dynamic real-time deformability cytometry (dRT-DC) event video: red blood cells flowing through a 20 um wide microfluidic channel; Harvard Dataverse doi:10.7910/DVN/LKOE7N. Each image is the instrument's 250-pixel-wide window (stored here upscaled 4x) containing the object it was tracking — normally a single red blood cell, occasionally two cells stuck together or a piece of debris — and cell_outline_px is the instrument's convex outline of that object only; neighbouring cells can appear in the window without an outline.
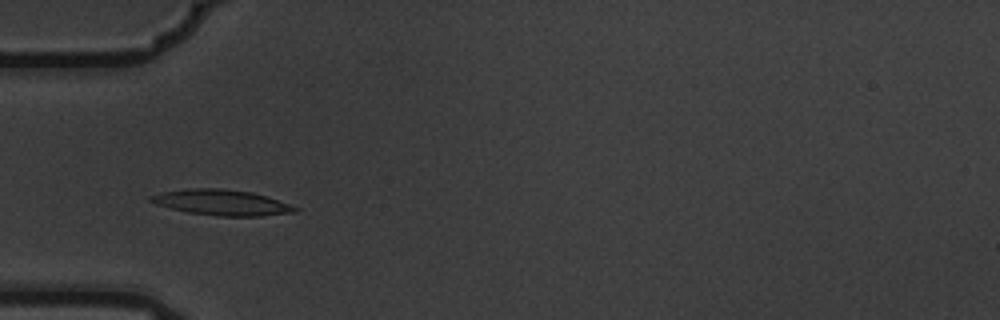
{"species": "common noctule bat (a hibernating species)", "species_latin": "Nyctalus noctula", "temperature_condition": "warm", "stored_images_in_passage": 10, "camera_frame_rate_fps": 3000, "um_per_image_px": 0.085, "animal": {"sex": "male", "body_mass_g": 19.5, "forearm_length_mm": 54.6}, "frame": {"image": 1, "passage_image": 4, "time_ms": 1.0, "image_size_px": [1000, 320], "cell_outline_px": [[300, 208], [296, 212], [260, 216], [216, 216], [188, 212], [156, 204], [148, 200], [148, 196], [160, 192], [188, 188], [220, 188], [252, 192]], "centroid_in_image_um": [18.8, 17.21], "position_along_channel_um": 66.2, "area_um2": 21.44}}
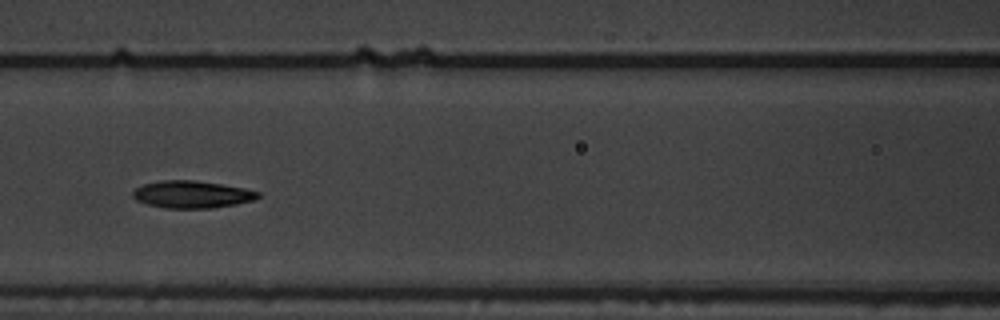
{"frame": {"image": 2, "passage_image": 6, "time_ms": 1.667, "image_size_px": [1000, 320], "cell_outline_px": [[260, 196], [252, 200], [236, 204], [212, 208], [164, 208], [148, 204], [136, 200], [132, 196], [132, 192], [136, 188], [144, 184], [164, 180], [196, 180], [244, 188], [260, 192]], "centroid_in_image_um": [16.3, 16.52], "position_along_channel_um": 150.3, "area_um2": 19.77}}
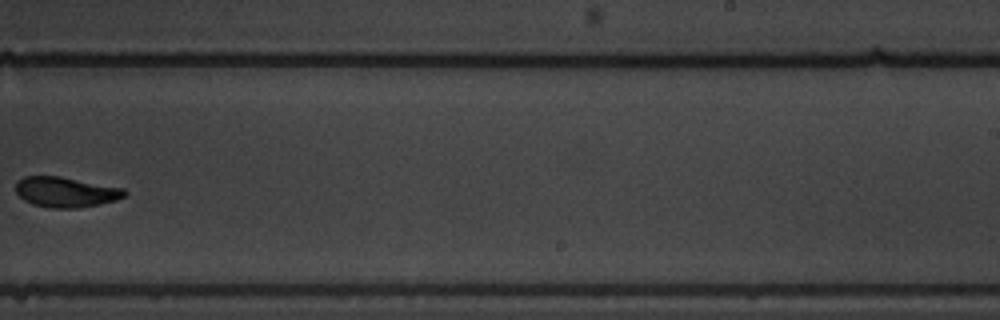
{"frame": {"image": 3, "passage_image": 9, "time_ms": 2.667, "image_size_px": [1000, 320], "cell_outline_px": [[128, 192], [124, 196], [116, 200], [100, 204], [76, 208], [52, 208], [32, 204], [24, 200], [16, 192], [16, 180], [24, 176], [60, 176], [124, 188]], "centroid_in_image_um": [5.58, 16.32], "position_along_channel_um": 283.4, "area_um2": 19.25}}